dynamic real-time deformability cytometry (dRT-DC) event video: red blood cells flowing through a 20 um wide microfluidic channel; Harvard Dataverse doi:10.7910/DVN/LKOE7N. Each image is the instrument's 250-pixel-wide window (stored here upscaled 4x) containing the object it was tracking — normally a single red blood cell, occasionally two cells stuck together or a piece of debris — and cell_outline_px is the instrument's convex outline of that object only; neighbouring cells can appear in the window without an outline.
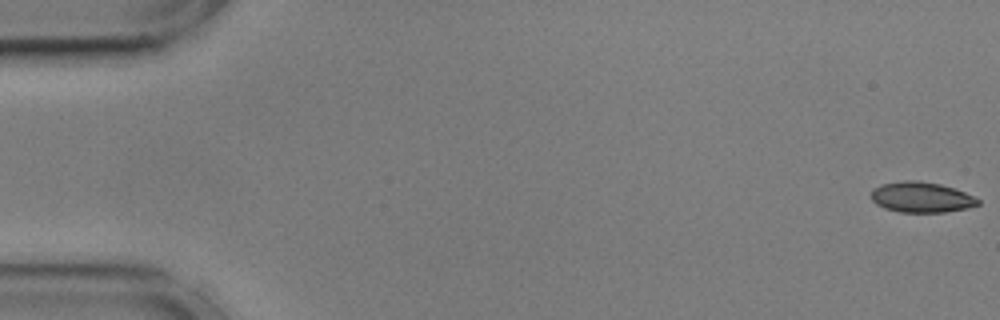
{"species": "common noctule bat (a hibernating species)", "species_latin": "Nyctalus noctula", "temperature_condition": "cold", "stored_images_in_passage": 5, "camera_frame_rate_fps": 3000, "um_per_image_px": 0.085, "animal": {"sex": "male", "body_mass_g": 17.9, "forearm_length_mm": 54.2}, "frame": {"image": 1, "passage_image": 1, "time_ms": 0.0, "image_size_px": [1000, 320], "cell_outline_px": [[980, 204], [968, 208], [944, 212], [900, 212], [884, 208], [876, 204], [872, 200], [872, 188], [880, 184], [904, 180], [916, 180], [940, 184], [964, 192], [980, 200]], "centroid_in_image_um": [78.29, 16.76], "position_along_channel_um": 6.7, "area_um2": 18.96}}